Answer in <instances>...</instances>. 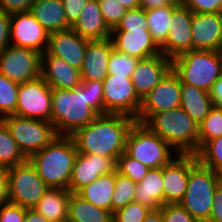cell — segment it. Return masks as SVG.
<instances>
[{
	"label": "cell",
	"mask_w": 222,
	"mask_h": 222,
	"mask_svg": "<svg viewBox=\"0 0 222 222\" xmlns=\"http://www.w3.org/2000/svg\"><path fill=\"white\" fill-rule=\"evenodd\" d=\"M192 50L222 51V13H193Z\"/></svg>",
	"instance_id": "ac0fdd59"
},
{
	"label": "cell",
	"mask_w": 222,
	"mask_h": 222,
	"mask_svg": "<svg viewBox=\"0 0 222 222\" xmlns=\"http://www.w3.org/2000/svg\"><path fill=\"white\" fill-rule=\"evenodd\" d=\"M222 136V111L214 107L199 124L198 150L208 141Z\"/></svg>",
	"instance_id": "e575fe53"
},
{
	"label": "cell",
	"mask_w": 222,
	"mask_h": 222,
	"mask_svg": "<svg viewBox=\"0 0 222 222\" xmlns=\"http://www.w3.org/2000/svg\"><path fill=\"white\" fill-rule=\"evenodd\" d=\"M111 40L115 50L138 59L161 54L148 29L111 30Z\"/></svg>",
	"instance_id": "ffe728a7"
},
{
	"label": "cell",
	"mask_w": 222,
	"mask_h": 222,
	"mask_svg": "<svg viewBox=\"0 0 222 222\" xmlns=\"http://www.w3.org/2000/svg\"><path fill=\"white\" fill-rule=\"evenodd\" d=\"M209 96L214 107H219L222 104V75L212 84Z\"/></svg>",
	"instance_id": "f907efd6"
},
{
	"label": "cell",
	"mask_w": 222,
	"mask_h": 222,
	"mask_svg": "<svg viewBox=\"0 0 222 222\" xmlns=\"http://www.w3.org/2000/svg\"><path fill=\"white\" fill-rule=\"evenodd\" d=\"M34 0H0V10L12 14L16 12H27L30 10Z\"/></svg>",
	"instance_id": "7dc6e473"
},
{
	"label": "cell",
	"mask_w": 222,
	"mask_h": 222,
	"mask_svg": "<svg viewBox=\"0 0 222 222\" xmlns=\"http://www.w3.org/2000/svg\"><path fill=\"white\" fill-rule=\"evenodd\" d=\"M172 69V60L163 55L140 59L131 81L135 93L142 100Z\"/></svg>",
	"instance_id": "44dd1931"
},
{
	"label": "cell",
	"mask_w": 222,
	"mask_h": 222,
	"mask_svg": "<svg viewBox=\"0 0 222 222\" xmlns=\"http://www.w3.org/2000/svg\"><path fill=\"white\" fill-rule=\"evenodd\" d=\"M27 160L12 137L9 128L0 119V168L14 167Z\"/></svg>",
	"instance_id": "1f68e13d"
},
{
	"label": "cell",
	"mask_w": 222,
	"mask_h": 222,
	"mask_svg": "<svg viewBox=\"0 0 222 222\" xmlns=\"http://www.w3.org/2000/svg\"><path fill=\"white\" fill-rule=\"evenodd\" d=\"M198 162L214 172L222 171V136L208 140L196 153Z\"/></svg>",
	"instance_id": "d6a6232c"
},
{
	"label": "cell",
	"mask_w": 222,
	"mask_h": 222,
	"mask_svg": "<svg viewBox=\"0 0 222 222\" xmlns=\"http://www.w3.org/2000/svg\"><path fill=\"white\" fill-rule=\"evenodd\" d=\"M218 175H219V182L222 185V171L219 172Z\"/></svg>",
	"instance_id": "6f0895ef"
},
{
	"label": "cell",
	"mask_w": 222,
	"mask_h": 222,
	"mask_svg": "<svg viewBox=\"0 0 222 222\" xmlns=\"http://www.w3.org/2000/svg\"><path fill=\"white\" fill-rule=\"evenodd\" d=\"M88 41L72 28L54 32L49 34L46 51L43 54H50L63 59L80 70L85 58Z\"/></svg>",
	"instance_id": "d6986e66"
},
{
	"label": "cell",
	"mask_w": 222,
	"mask_h": 222,
	"mask_svg": "<svg viewBox=\"0 0 222 222\" xmlns=\"http://www.w3.org/2000/svg\"><path fill=\"white\" fill-rule=\"evenodd\" d=\"M134 201L151 210H158L164 205L163 167L150 169L137 183Z\"/></svg>",
	"instance_id": "484cf974"
},
{
	"label": "cell",
	"mask_w": 222,
	"mask_h": 222,
	"mask_svg": "<svg viewBox=\"0 0 222 222\" xmlns=\"http://www.w3.org/2000/svg\"><path fill=\"white\" fill-rule=\"evenodd\" d=\"M24 222H50L43 215L32 208H25Z\"/></svg>",
	"instance_id": "db71d44e"
},
{
	"label": "cell",
	"mask_w": 222,
	"mask_h": 222,
	"mask_svg": "<svg viewBox=\"0 0 222 222\" xmlns=\"http://www.w3.org/2000/svg\"><path fill=\"white\" fill-rule=\"evenodd\" d=\"M192 17L193 13L182 3L173 10L166 44L160 49L169 59L173 60L192 50Z\"/></svg>",
	"instance_id": "e0dca14e"
},
{
	"label": "cell",
	"mask_w": 222,
	"mask_h": 222,
	"mask_svg": "<svg viewBox=\"0 0 222 222\" xmlns=\"http://www.w3.org/2000/svg\"><path fill=\"white\" fill-rule=\"evenodd\" d=\"M143 124L179 154L198 152L199 124L181 107L152 114Z\"/></svg>",
	"instance_id": "3957f363"
},
{
	"label": "cell",
	"mask_w": 222,
	"mask_h": 222,
	"mask_svg": "<svg viewBox=\"0 0 222 222\" xmlns=\"http://www.w3.org/2000/svg\"><path fill=\"white\" fill-rule=\"evenodd\" d=\"M6 172L10 203L32 208L49 188L29 160L7 168Z\"/></svg>",
	"instance_id": "9c48e42d"
},
{
	"label": "cell",
	"mask_w": 222,
	"mask_h": 222,
	"mask_svg": "<svg viewBox=\"0 0 222 222\" xmlns=\"http://www.w3.org/2000/svg\"><path fill=\"white\" fill-rule=\"evenodd\" d=\"M172 70L182 83L210 91L222 75V51L191 50L172 60Z\"/></svg>",
	"instance_id": "5b68a950"
},
{
	"label": "cell",
	"mask_w": 222,
	"mask_h": 222,
	"mask_svg": "<svg viewBox=\"0 0 222 222\" xmlns=\"http://www.w3.org/2000/svg\"><path fill=\"white\" fill-rule=\"evenodd\" d=\"M41 78L51 88L71 90L82 84L79 69L50 54L41 55Z\"/></svg>",
	"instance_id": "7402d4cb"
},
{
	"label": "cell",
	"mask_w": 222,
	"mask_h": 222,
	"mask_svg": "<svg viewBox=\"0 0 222 222\" xmlns=\"http://www.w3.org/2000/svg\"><path fill=\"white\" fill-rule=\"evenodd\" d=\"M125 152L150 169L161 168L179 155L164 139L138 122L127 135Z\"/></svg>",
	"instance_id": "8992f818"
},
{
	"label": "cell",
	"mask_w": 222,
	"mask_h": 222,
	"mask_svg": "<svg viewBox=\"0 0 222 222\" xmlns=\"http://www.w3.org/2000/svg\"><path fill=\"white\" fill-rule=\"evenodd\" d=\"M70 193L67 189L48 188L32 209L50 222H67Z\"/></svg>",
	"instance_id": "4316f807"
},
{
	"label": "cell",
	"mask_w": 222,
	"mask_h": 222,
	"mask_svg": "<svg viewBox=\"0 0 222 222\" xmlns=\"http://www.w3.org/2000/svg\"><path fill=\"white\" fill-rule=\"evenodd\" d=\"M219 175L199 162L189 171L185 195L180 204L197 222H208Z\"/></svg>",
	"instance_id": "52a82bcc"
},
{
	"label": "cell",
	"mask_w": 222,
	"mask_h": 222,
	"mask_svg": "<svg viewBox=\"0 0 222 222\" xmlns=\"http://www.w3.org/2000/svg\"><path fill=\"white\" fill-rule=\"evenodd\" d=\"M25 208L13 203L0 206V222H24Z\"/></svg>",
	"instance_id": "f6af8a7d"
},
{
	"label": "cell",
	"mask_w": 222,
	"mask_h": 222,
	"mask_svg": "<svg viewBox=\"0 0 222 222\" xmlns=\"http://www.w3.org/2000/svg\"><path fill=\"white\" fill-rule=\"evenodd\" d=\"M67 222H113V213L70 193Z\"/></svg>",
	"instance_id": "f546056e"
},
{
	"label": "cell",
	"mask_w": 222,
	"mask_h": 222,
	"mask_svg": "<svg viewBox=\"0 0 222 222\" xmlns=\"http://www.w3.org/2000/svg\"><path fill=\"white\" fill-rule=\"evenodd\" d=\"M102 83L104 114H122L136 120L141 99L135 93L131 78L108 75Z\"/></svg>",
	"instance_id": "8fae6325"
},
{
	"label": "cell",
	"mask_w": 222,
	"mask_h": 222,
	"mask_svg": "<svg viewBox=\"0 0 222 222\" xmlns=\"http://www.w3.org/2000/svg\"><path fill=\"white\" fill-rule=\"evenodd\" d=\"M72 29L89 41L111 38V29L102 17L97 0L87 1Z\"/></svg>",
	"instance_id": "cb8c5ba5"
},
{
	"label": "cell",
	"mask_w": 222,
	"mask_h": 222,
	"mask_svg": "<svg viewBox=\"0 0 222 222\" xmlns=\"http://www.w3.org/2000/svg\"><path fill=\"white\" fill-rule=\"evenodd\" d=\"M19 85L0 74V119L15 113Z\"/></svg>",
	"instance_id": "d590c367"
},
{
	"label": "cell",
	"mask_w": 222,
	"mask_h": 222,
	"mask_svg": "<svg viewBox=\"0 0 222 222\" xmlns=\"http://www.w3.org/2000/svg\"><path fill=\"white\" fill-rule=\"evenodd\" d=\"M180 107L200 124L213 108L209 92L181 82Z\"/></svg>",
	"instance_id": "83f0119b"
},
{
	"label": "cell",
	"mask_w": 222,
	"mask_h": 222,
	"mask_svg": "<svg viewBox=\"0 0 222 222\" xmlns=\"http://www.w3.org/2000/svg\"><path fill=\"white\" fill-rule=\"evenodd\" d=\"M136 185L130 178L125 177L116 170L115 189L112 194V213L134 202Z\"/></svg>",
	"instance_id": "836d02e7"
},
{
	"label": "cell",
	"mask_w": 222,
	"mask_h": 222,
	"mask_svg": "<svg viewBox=\"0 0 222 222\" xmlns=\"http://www.w3.org/2000/svg\"><path fill=\"white\" fill-rule=\"evenodd\" d=\"M116 163L110 156L78 153L74 161L68 190L71 193H78L100 176L115 171Z\"/></svg>",
	"instance_id": "2e32d148"
},
{
	"label": "cell",
	"mask_w": 222,
	"mask_h": 222,
	"mask_svg": "<svg viewBox=\"0 0 222 222\" xmlns=\"http://www.w3.org/2000/svg\"><path fill=\"white\" fill-rule=\"evenodd\" d=\"M88 0H62L67 24L72 28Z\"/></svg>",
	"instance_id": "bcb514c9"
},
{
	"label": "cell",
	"mask_w": 222,
	"mask_h": 222,
	"mask_svg": "<svg viewBox=\"0 0 222 222\" xmlns=\"http://www.w3.org/2000/svg\"><path fill=\"white\" fill-rule=\"evenodd\" d=\"M10 44V14L0 10V51Z\"/></svg>",
	"instance_id": "c3c4849f"
},
{
	"label": "cell",
	"mask_w": 222,
	"mask_h": 222,
	"mask_svg": "<svg viewBox=\"0 0 222 222\" xmlns=\"http://www.w3.org/2000/svg\"><path fill=\"white\" fill-rule=\"evenodd\" d=\"M77 154L72 137L58 135L49 145L34 153L28 160L49 188L68 190Z\"/></svg>",
	"instance_id": "7a4b0ae2"
},
{
	"label": "cell",
	"mask_w": 222,
	"mask_h": 222,
	"mask_svg": "<svg viewBox=\"0 0 222 222\" xmlns=\"http://www.w3.org/2000/svg\"><path fill=\"white\" fill-rule=\"evenodd\" d=\"M1 120L9 128L12 137L27 159L49 145L58 136L55 127L49 121L16 115H8Z\"/></svg>",
	"instance_id": "ba28073f"
},
{
	"label": "cell",
	"mask_w": 222,
	"mask_h": 222,
	"mask_svg": "<svg viewBox=\"0 0 222 222\" xmlns=\"http://www.w3.org/2000/svg\"><path fill=\"white\" fill-rule=\"evenodd\" d=\"M143 222H163L161 209L151 210Z\"/></svg>",
	"instance_id": "11a10c76"
},
{
	"label": "cell",
	"mask_w": 222,
	"mask_h": 222,
	"mask_svg": "<svg viewBox=\"0 0 222 222\" xmlns=\"http://www.w3.org/2000/svg\"><path fill=\"white\" fill-rule=\"evenodd\" d=\"M116 170L100 176L83 187L77 194L93 205L112 212V194L115 189Z\"/></svg>",
	"instance_id": "f1b7e54d"
},
{
	"label": "cell",
	"mask_w": 222,
	"mask_h": 222,
	"mask_svg": "<svg viewBox=\"0 0 222 222\" xmlns=\"http://www.w3.org/2000/svg\"><path fill=\"white\" fill-rule=\"evenodd\" d=\"M151 209L138 202H131L113 213V222H143Z\"/></svg>",
	"instance_id": "f35d334b"
},
{
	"label": "cell",
	"mask_w": 222,
	"mask_h": 222,
	"mask_svg": "<svg viewBox=\"0 0 222 222\" xmlns=\"http://www.w3.org/2000/svg\"><path fill=\"white\" fill-rule=\"evenodd\" d=\"M129 28L148 29L146 13L143 8L128 10L118 25L112 30H129Z\"/></svg>",
	"instance_id": "b9f144b4"
},
{
	"label": "cell",
	"mask_w": 222,
	"mask_h": 222,
	"mask_svg": "<svg viewBox=\"0 0 222 222\" xmlns=\"http://www.w3.org/2000/svg\"><path fill=\"white\" fill-rule=\"evenodd\" d=\"M181 80L171 69L141 100L136 122L144 123L152 114L180 107Z\"/></svg>",
	"instance_id": "4fadbf2b"
},
{
	"label": "cell",
	"mask_w": 222,
	"mask_h": 222,
	"mask_svg": "<svg viewBox=\"0 0 222 222\" xmlns=\"http://www.w3.org/2000/svg\"><path fill=\"white\" fill-rule=\"evenodd\" d=\"M0 74L18 84L41 77V54L9 45L0 51Z\"/></svg>",
	"instance_id": "30bf717a"
},
{
	"label": "cell",
	"mask_w": 222,
	"mask_h": 222,
	"mask_svg": "<svg viewBox=\"0 0 222 222\" xmlns=\"http://www.w3.org/2000/svg\"><path fill=\"white\" fill-rule=\"evenodd\" d=\"M101 9L102 17L107 26L112 30L128 11L117 0H97Z\"/></svg>",
	"instance_id": "ab89813d"
},
{
	"label": "cell",
	"mask_w": 222,
	"mask_h": 222,
	"mask_svg": "<svg viewBox=\"0 0 222 222\" xmlns=\"http://www.w3.org/2000/svg\"><path fill=\"white\" fill-rule=\"evenodd\" d=\"M8 177L5 168H0V206L8 203Z\"/></svg>",
	"instance_id": "f5cc1de1"
},
{
	"label": "cell",
	"mask_w": 222,
	"mask_h": 222,
	"mask_svg": "<svg viewBox=\"0 0 222 222\" xmlns=\"http://www.w3.org/2000/svg\"><path fill=\"white\" fill-rule=\"evenodd\" d=\"M163 222H197L180 204H164L161 206Z\"/></svg>",
	"instance_id": "7bdbcfd3"
},
{
	"label": "cell",
	"mask_w": 222,
	"mask_h": 222,
	"mask_svg": "<svg viewBox=\"0 0 222 222\" xmlns=\"http://www.w3.org/2000/svg\"><path fill=\"white\" fill-rule=\"evenodd\" d=\"M97 116L88 106L87 92L83 84L71 90L52 88L50 122L58 135L71 136Z\"/></svg>",
	"instance_id": "277c9868"
},
{
	"label": "cell",
	"mask_w": 222,
	"mask_h": 222,
	"mask_svg": "<svg viewBox=\"0 0 222 222\" xmlns=\"http://www.w3.org/2000/svg\"><path fill=\"white\" fill-rule=\"evenodd\" d=\"M127 10H135L140 8V0H117Z\"/></svg>",
	"instance_id": "9f6ffc18"
},
{
	"label": "cell",
	"mask_w": 222,
	"mask_h": 222,
	"mask_svg": "<svg viewBox=\"0 0 222 222\" xmlns=\"http://www.w3.org/2000/svg\"><path fill=\"white\" fill-rule=\"evenodd\" d=\"M87 92L88 106L97 114H104L103 83L101 81H82Z\"/></svg>",
	"instance_id": "60d3db41"
},
{
	"label": "cell",
	"mask_w": 222,
	"mask_h": 222,
	"mask_svg": "<svg viewBox=\"0 0 222 222\" xmlns=\"http://www.w3.org/2000/svg\"><path fill=\"white\" fill-rule=\"evenodd\" d=\"M48 38V32L29 11L10 14L11 45L32 49L42 55Z\"/></svg>",
	"instance_id": "5bb4252c"
},
{
	"label": "cell",
	"mask_w": 222,
	"mask_h": 222,
	"mask_svg": "<svg viewBox=\"0 0 222 222\" xmlns=\"http://www.w3.org/2000/svg\"><path fill=\"white\" fill-rule=\"evenodd\" d=\"M208 222H222V185L219 184L213 196V206Z\"/></svg>",
	"instance_id": "681fc988"
},
{
	"label": "cell",
	"mask_w": 222,
	"mask_h": 222,
	"mask_svg": "<svg viewBox=\"0 0 222 222\" xmlns=\"http://www.w3.org/2000/svg\"><path fill=\"white\" fill-rule=\"evenodd\" d=\"M136 120L122 114L98 115L72 135L77 152L112 157L116 162L125 152L127 135Z\"/></svg>",
	"instance_id": "6da1fadb"
},
{
	"label": "cell",
	"mask_w": 222,
	"mask_h": 222,
	"mask_svg": "<svg viewBox=\"0 0 222 222\" xmlns=\"http://www.w3.org/2000/svg\"><path fill=\"white\" fill-rule=\"evenodd\" d=\"M139 60L113 49L108 61V75L131 78Z\"/></svg>",
	"instance_id": "8d00e7d4"
},
{
	"label": "cell",
	"mask_w": 222,
	"mask_h": 222,
	"mask_svg": "<svg viewBox=\"0 0 222 222\" xmlns=\"http://www.w3.org/2000/svg\"><path fill=\"white\" fill-rule=\"evenodd\" d=\"M181 0H140V8L146 10L156 9L172 4H180Z\"/></svg>",
	"instance_id": "816d5d0a"
},
{
	"label": "cell",
	"mask_w": 222,
	"mask_h": 222,
	"mask_svg": "<svg viewBox=\"0 0 222 222\" xmlns=\"http://www.w3.org/2000/svg\"><path fill=\"white\" fill-rule=\"evenodd\" d=\"M178 5L179 4H172L145 11L148 22V30L154 43L159 49L166 44L173 10Z\"/></svg>",
	"instance_id": "4dcf8cb0"
},
{
	"label": "cell",
	"mask_w": 222,
	"mask_h": 222,
	"mask_svg": "<svg viewBox=\"0 0 222 222\" xmlns=\"http://www.w3.org/2000/svg\"><path fill=\"white\" fill-rule=\"evenodd\" d=\"M192 13H222V0H181Z\"/></svg>",
	"instance_id": "ee69618b"
},
{
	"label": "cell",
	"mask_w": 222,
	"mask_h": 222,
	"mask_svg": "<svg viewBox=\"0 0 222 222\" xmlns=\"http://www.w3.org/2000/svg\"><path fill=\"white\" fill-rule=\"evenodd\" d=\"M116 170L135 183H139L146 176L150 168L140 161L133 159L126 152H123L117 159Z\"/></svg>",
	"instance_id": "74e56055"
},
{
	"label": "cell",
	"mask_w": 222,
	"mask_h": 222,
	"mask_svg": "<svg viewBox=\"0 0 222 222\" xmlns=\"http://www.w3.org/2000/svg\"><path fill=\"white\" fill-rule=\"evenodd\" d=\"M198 163L196 154H179L163 166L164 204L180 203L185 195L189 171Z\"/></svg>",
	"instance_id": "9a60e30c"
},
{
	"label": "cell",
	"mask_w": 222,
	"mask_h": 222,
	"mask_svg": "<svg viewBox=\"0 0 222 222\" xmlns=\"http://www.w3.org/2000/svg\"><path fill=\"white\" fill-rule=\"evenodd\" d=\"M114 49L111 38L88 41L80 69L82 81H103L108 76V61Z\"/></svg>",
	"instance_id": "603a6c76"
},
{
	"label": "cell",
	"mask_w": 222,
	"mask_h": 222,
	"mask_svg": "<svg viewBox=\"0 0 222 222\" xmlns=\"http://www.w3.org/2000/svg\"><path fill=\"white\" fill-rule=\"evenodd\" d=\"M29 12L48 34L71 28L67 24L62 0H34Z\"/></svg>",
	"instance_id": "d4e9b609"
},
{
	"label": "cell",
	"mask_w": 222,
	"mask_h": 222,
	"mask_svg": "<svg viewBox=\"0 0 222 222\" xmlns=\"http://www.w3.org/2000/svg\"><path fill=\"white\" fill-rule=\"evenodd\" d=\"M51 101L52 88L41 77L20 84L13 115L50 122Z\"/></svg>",
	"instance_id": "7c38bea8"
}]
</instances>
